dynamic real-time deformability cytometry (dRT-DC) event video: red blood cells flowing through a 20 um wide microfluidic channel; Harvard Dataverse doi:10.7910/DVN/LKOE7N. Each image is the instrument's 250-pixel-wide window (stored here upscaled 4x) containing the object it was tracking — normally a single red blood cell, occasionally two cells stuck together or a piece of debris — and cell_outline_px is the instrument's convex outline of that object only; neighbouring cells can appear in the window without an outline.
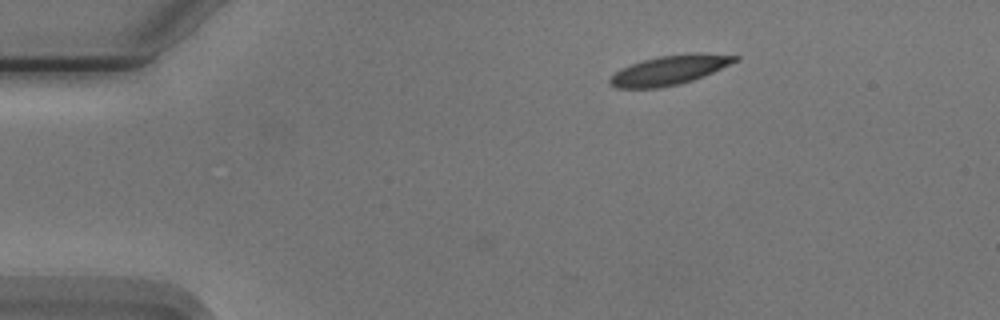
{"species": "Egyptian fruit bat (a non-hibernating species)", "species_latin": "Rousettus aegyptiacus", "temperature_condition": "cold", "stored_images_in_passage": 4, "camera_frame_rate_fps": 3000, "um_per_image_px": 0.085, "animal": {"sex": "male"}, "frame": {"image": 1, "passage_image": 1, "time_ms": 0.0, "image_size_px": [1000, 320], "cell_outline_px": [[740, 60], [704, 76], [680, 84], [660, 88], [616, 88], [608, 84], [608, 80], [620, 68], [644, 60], [660, 56], [696, 52], [700, 52], [740, 56]], "centroid_in_image_um": [56.93, 5.96], "position_along_channel_um": 28.1, "area_um2": 21.56}}